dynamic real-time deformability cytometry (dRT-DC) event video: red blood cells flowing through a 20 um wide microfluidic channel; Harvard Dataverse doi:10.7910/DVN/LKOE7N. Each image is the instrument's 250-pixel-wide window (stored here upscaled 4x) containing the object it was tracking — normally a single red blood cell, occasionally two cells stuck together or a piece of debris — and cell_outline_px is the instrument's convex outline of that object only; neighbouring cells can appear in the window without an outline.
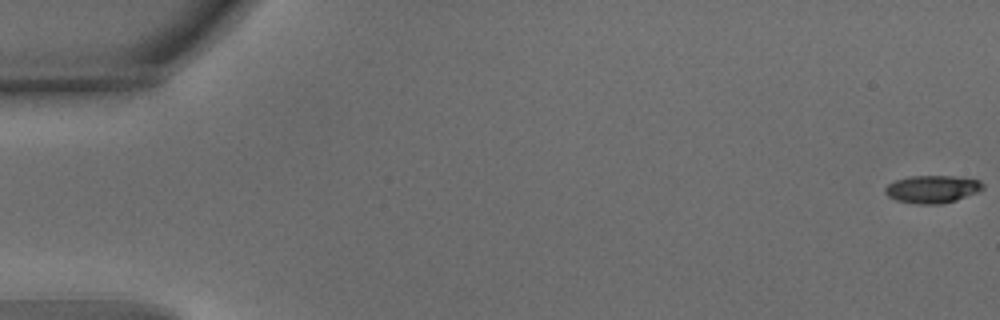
{"species": "common noctule bat (a hibernating species)", "species_latin": "Nyctalus noctula", "temperature_condition": "warm", "stored_images_in_passage": 55, "camera_frame_rate_fps": 3000, "um_per_image_px": 0.085, "animal": {"sex": "male", "body_mass_g": 15.6}, "frame": {"image": 1, "passage_image": 1, "time_ms": 0.0, "image_size_px": [1000, 320], "cell_outline_px": [[984, 188], [976, 192], [956, 200], [940, 204], [916, 204], [896, 200], [888, 196], [884, 192], [884, 188], [888, 184], [896, 180], [908, 176], [952, 176], [980, 180], [984, 184]], "centroid_in_image_um": [79.22, 16.07], "position_along_channel_um": 5.8, "area_um2": 15.72}}
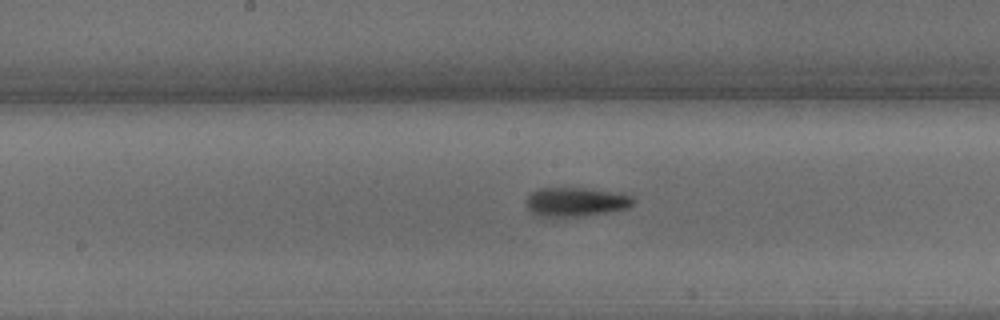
{"frame": {"image": 2, "passage_image": 29, "time_ms": 9.333, "image_size_px": [1000, 320], "cell_outline_px": [[636, 200], [628, 208], [580, 216], [540, 216], [528, 212], [524, 200], [532, 192], [540, 188], [588, 188], [632, 196]], "centroid_in_image_um": [48.87, 17.16], "position_along_channel_um": 199.3, "area_um2": 17.98}}
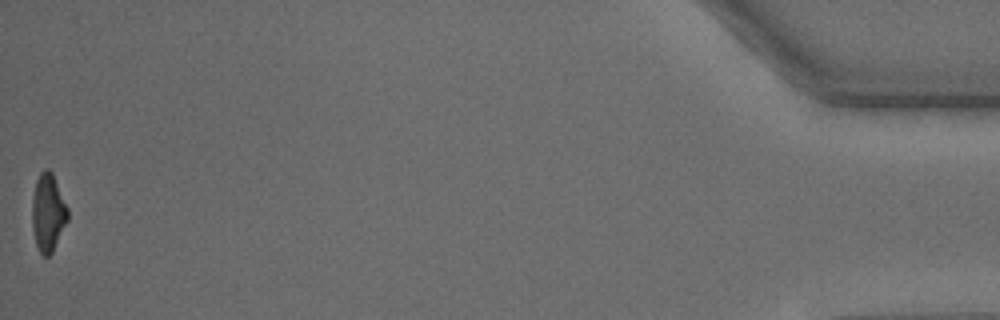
{"frame": {"image": 3, "passage_image": 55, "time_ms": 18.0, "image_size_px": [1000, 320], "cell_outline_px": [[68, 220], [52, 252], [48, 256], [44, 256], [40, 252], [36, 244], [32, 228], [32, 200], [36, 180], [40, 172], [44, 168], [48, 168], [52, 172], [68, 208]], "centroid_in_image_um": [4.08, 18.05], "position_along_channel_um": 431.1, "area_um2": 16.13}, "authors_computed_cell_mechanics": {"area_um2": 16.762, "velocity_mm_per_s": 3.7733, "shape_relaxation_time_tau1_ms": 4.2464, "shape_relaxation_time_tau2_ms": 4.2803, "deformation_change_tau1": 0.1744, "deformation_change_tau2": 0.1324}}